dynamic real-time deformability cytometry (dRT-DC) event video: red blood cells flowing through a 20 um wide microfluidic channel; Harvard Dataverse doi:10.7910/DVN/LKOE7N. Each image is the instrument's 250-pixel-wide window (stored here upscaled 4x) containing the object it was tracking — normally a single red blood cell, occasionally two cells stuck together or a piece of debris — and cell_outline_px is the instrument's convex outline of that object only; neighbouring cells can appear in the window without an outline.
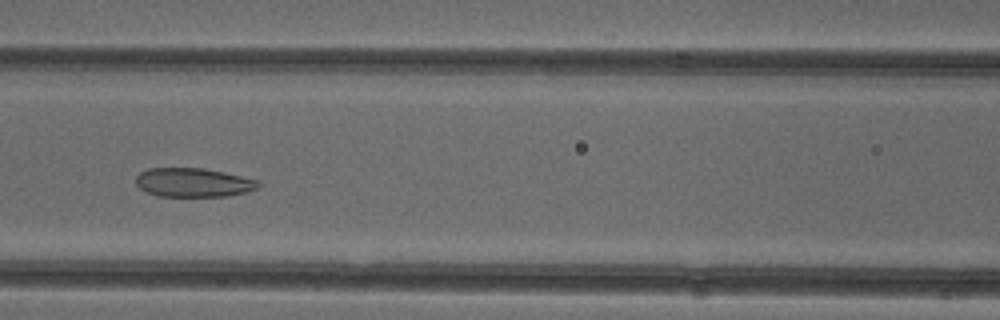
{"species": "common noctule bat (a hibernating species)", "species_latin": "Nyctalus noctula", "temperature_condition": "cold", "stored_images_in_passage": 38, "camera_frame_rate_fps": 3000, "um_per_image_px": 0.085, "animal": {"sex": "female"}, "frame": {"image": 1, "passage_image": 11, "time_ms": 3.333, "image_size_px": [1000, 320], "cell_outline_px": [[260, 184], [256, 188], [248, 192], [224, 196], [160, 196], [148, 192], [140, 188], [136, 184], [136, 176], [140, 172], [148, 168], [204, 168], [240, 176], [256, 180]], "centroid_in_image_um": [16.4, 15.51], "position_along_channel_um": 150.2, "area_um2": 20.4}}
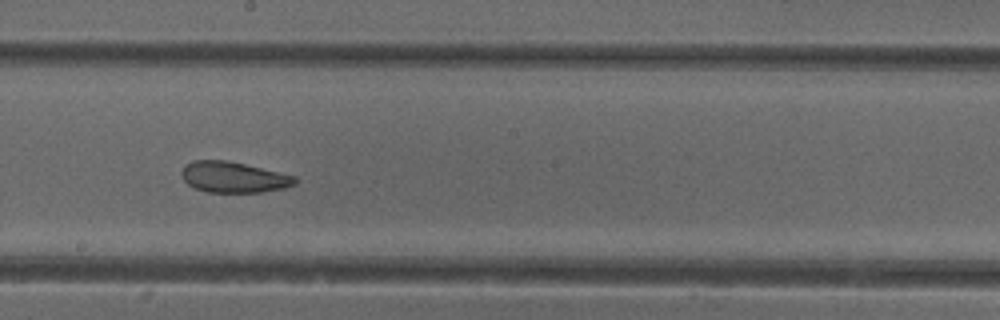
{"frame": {"image": 2, "passage_image": 17, "time_ms": 5.333, "image_size_px": [1000, 320], "cell_outline_px": [[300, 180], [296, 184], [284, 188], [260, 192], [208, 192], [196, 188], [188, 184], [180, 176], [180, 172], [184, 164], [192, 160], [228, 160], [296, 176]], "centroid_in_image_um": [19.85, 15.05], "position_along_channel_um": 228.4, "area_um2": 20.58}}
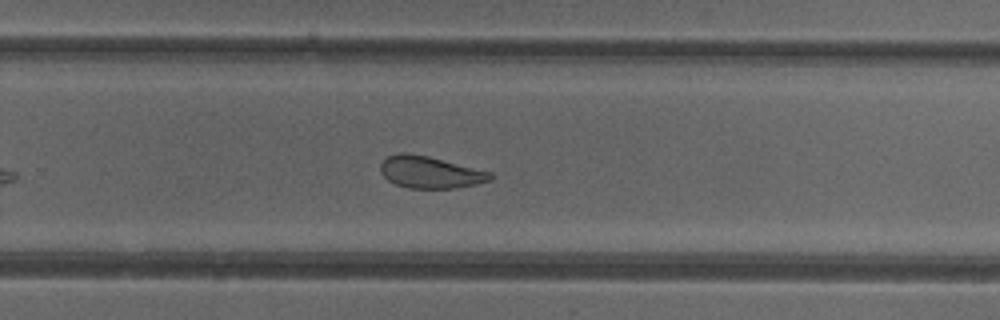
{"frame": {"image": 3, "passage_image": 22, "time_ms": 7.0, "image_size_px": [1000, 320], "cell_outline_px": [[496, 176], [492, 180], [476, 184], [456, 188], [408, 188], [396, 184], [388, 180], [380, 172], [380, 164], [388, 156], [400, 152], [408, 152], [428, 156], [492, 172]], "centroid_in_image_um": [36.58, 14.64], "position_along_channel_um": 293.2, "area_um2": 20.58}, "authors_computed_cell_mechanics": {"area_um2": 22.4842, "velocity_mm_per_s": 3.9134, "shape_relaxation_time_tau1_ms": null, "shape_relaxation_time_tau2_ms": 2.4813, "deformation_change_tau1": null, "deformation_change_tau2": 0.0853}}